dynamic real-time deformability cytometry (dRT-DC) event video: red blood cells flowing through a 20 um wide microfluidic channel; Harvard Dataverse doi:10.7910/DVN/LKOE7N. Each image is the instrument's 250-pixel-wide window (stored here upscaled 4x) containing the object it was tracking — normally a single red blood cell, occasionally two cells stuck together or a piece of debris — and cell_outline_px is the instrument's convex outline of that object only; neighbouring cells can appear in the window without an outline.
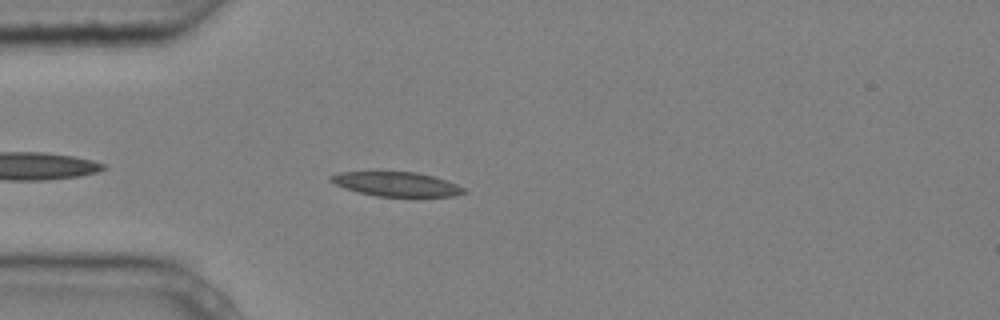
{"species": "common noctule bat (a hibernating species)", "species_latin": "Nyctalus noctula", "temperature_condition": "cold", "stored_images_in_passage": 5, "camera_frame_rate_fps": 3000, "um_per_image_px": 0.085, "animal": {"sex": "male", "body_mass_g": 20.4}, "frame": {"image": 1, "passage_image": 5, "time_ms": 1.333, "image_size_px": [1000, 320], "cell_outline_px": [[468, 192], [456, 196], [376, 196], [344, 188], [328, 180], [328, 176], [340, 172], [416, 172], [432, 176], [456, 184], [464, 188]], "centroid_in_image_um": [33.69, 15.65], "position_along_channel_um": 51.3, "area_um2": 18.67}}